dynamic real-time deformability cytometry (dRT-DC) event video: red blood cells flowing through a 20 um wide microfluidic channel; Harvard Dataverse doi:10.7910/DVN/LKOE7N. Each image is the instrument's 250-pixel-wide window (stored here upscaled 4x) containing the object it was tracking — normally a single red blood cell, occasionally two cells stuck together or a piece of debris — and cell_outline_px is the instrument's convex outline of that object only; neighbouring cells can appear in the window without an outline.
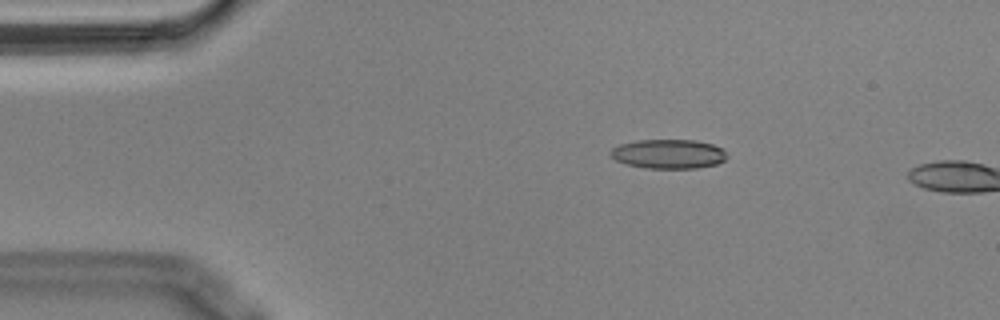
{"species": "Egyptian fruit bat (a non-hibernating species)", "species_latin": "Rousettus aegyptiacus", "temperature_condition": "cold", "stored_images_in_passage": 12, "camera_frame_rate_fps": 3000, "um_per_image_px": 0.085, "animal": {"sex": "male"}, "frame": {"image": 1, "passage_image": 10, "time_ms": 3.0, "image_size_px": [1000, 320], "cell_outline_px": [[728, 156], [724, 160], [716, 164], [696, 168], [644, 168], [624, 164], [616, 160], [608, 152], [612, 148], [620, 144], [636, 140], [696, 140], [712, 144], [728, 152]], "centroid_in_image_um": [56.81, 13.08], "position_along_channel_um": 28.2, "area_um2": 20.0}}